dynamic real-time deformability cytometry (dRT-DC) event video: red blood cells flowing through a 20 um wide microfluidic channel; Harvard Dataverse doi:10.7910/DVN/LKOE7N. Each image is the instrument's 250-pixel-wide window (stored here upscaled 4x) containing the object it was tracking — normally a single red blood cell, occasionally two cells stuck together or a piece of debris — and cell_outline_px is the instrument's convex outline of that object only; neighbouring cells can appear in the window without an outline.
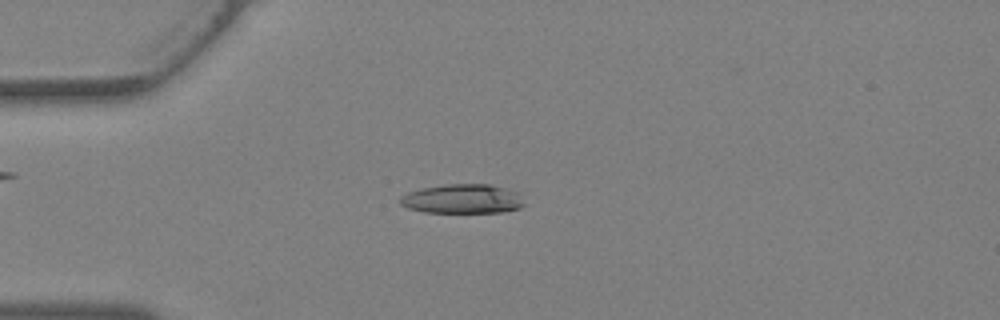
{"species": "Egyptian fruit bat (a non-hibernating species)", "species_latin": "Rousettus aegyptiacus", "temperature_condition": "warm", "stored_images_in_passage": 29, "camera_frame_rate_fps": 3000, "um_per_image_px": 0.085, "animal": {"sex": "female"}, "frame": {"image": 1, "passage_image": 1, "time_ms": 0.0, "image_size_px": [1000, 320], "cell_outline_px": [[528, 204], [520, 208], [504, 212], [424, 212], [408, 208], [400, 204], [400, 196], [408, 192], [420, 188], [444, 184], [488, 184], [504, 188], [516, 192]], "centroid_in_image_um": [39.32, 16.9], "position_along_channel_um": 45.7, "area_um2": 21.33}}
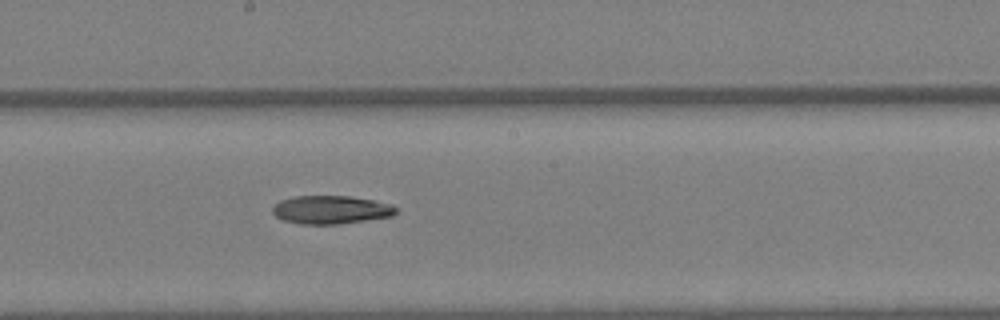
{"frame": {"image": 2, "passage_image": 12, "time_ms": 3.667, "image_size_px": [1000, 320], "cell_outline_px": [[400, 208], [392, 216], [336, 224], [300, 224], [284, 220], [276, 216], [272, 212], [272, 208], [280, 200], [296, 196], [352, 196], [392, 204]], "centroid_in_image_um": [28.15, 17.82], "position_along_channel_um": 220.1, "area_um2": 20.29}}
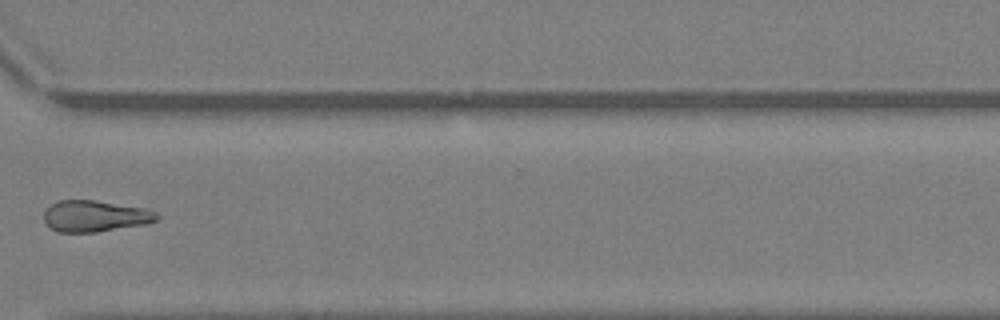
{"frame": {"image": 3, "passage_image": 20, "time_ms": 6.333, "image_size_px": [1000, 320], "cell_outline_px": [[160, 216], [156, 220], [148, 224], [96, 232], [56, 232], [44, 224], [44, 212], [52, 204], [60, 200], [92, 200], [148, 208], [156, 212]], "centroid_in_image_um": [8.09, 18.38], "position_along_channel_um": 362.5, "area_um2": 20.81}}